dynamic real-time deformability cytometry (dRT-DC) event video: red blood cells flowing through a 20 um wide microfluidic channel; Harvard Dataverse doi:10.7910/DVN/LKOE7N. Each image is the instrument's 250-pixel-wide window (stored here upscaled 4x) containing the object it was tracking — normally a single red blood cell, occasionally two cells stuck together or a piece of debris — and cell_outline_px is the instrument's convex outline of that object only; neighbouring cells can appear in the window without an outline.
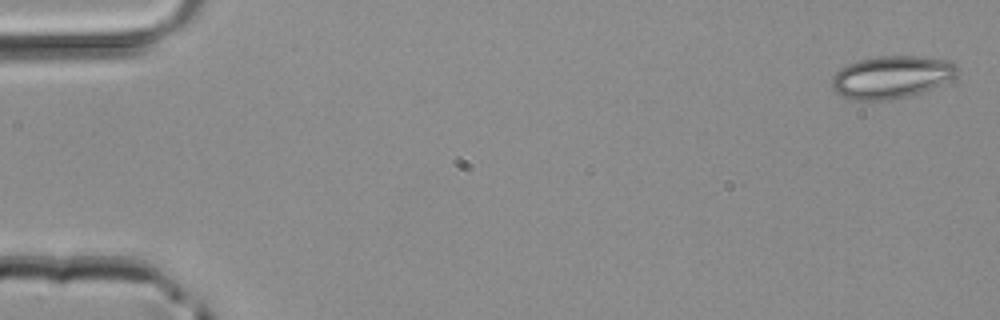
{"species": "common noctule bat (a hibernating species)", "species_latin": "Nyctalus noctula", "temperature_condition": "room temperature", "stored_images_in_passage": 4, "camera_frame_rate_fps": 3000, "um_per_image_px": 0.085, "animal": {"sex": "male", "body_mass_g": 20.4}, "frame": {"image": 1, "passage_image": 1, "time_ms": 0.0, "image_size_px": [1000, 320], "cell_outline_px": [[960, 72], [956, 76], [932, 88], [908, 96], [888, 100], [856, 100], [844, 96], [836, 92], [832, 88], [832, 76], [840, 68], [848, 64], [860, 60], [876, 56], [916, 56], [948, 60], [956, 64], [960, 68]], "centroid_in_image_um": [75.79, 6.54], "position_along_channel_um": 9.2, "area_um2": 30.98}}